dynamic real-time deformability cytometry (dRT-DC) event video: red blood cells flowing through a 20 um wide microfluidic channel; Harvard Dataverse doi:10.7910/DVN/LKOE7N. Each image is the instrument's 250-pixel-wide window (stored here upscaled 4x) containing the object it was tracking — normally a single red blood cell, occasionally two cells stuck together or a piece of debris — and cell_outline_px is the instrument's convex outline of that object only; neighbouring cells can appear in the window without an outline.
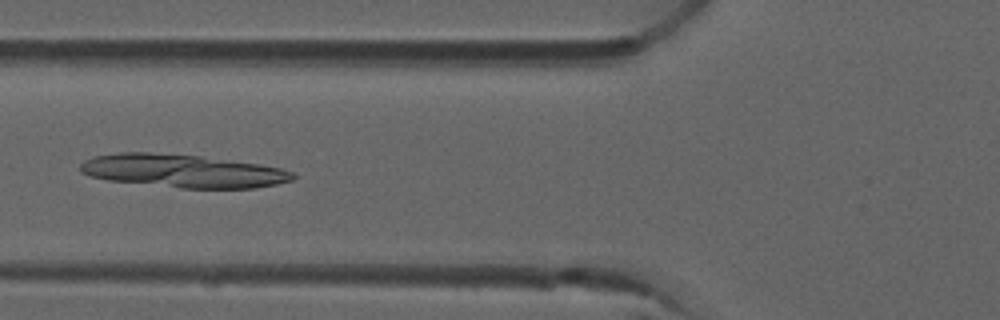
{"species": "common noctule bat (a hibernating species)", "species_latin": "Nyctalus noctula", "temperature_condition": "room temperature", "stored_images_in_passage": 5, "camera_frame_rate_fps": 3000, "um_per_image_px": 0.085, "animal": {"sex": "male", "forearm_length_mm": 52.5}, "frame": {"image": 1, "passage_image": 5, "time_ms": 1.333, "image_size_px": [1000, 320], "cell_outline_px": [[296, 176], [292, 180], [276, 184], [256, 188], [180, 188], [108, 180], [88, 176], [80, 172], [80, 164], [84, 160], [92, 156], [120, 152], [148, 152], [200, 156], [256, 164], [280, 168], [292, 172]], "centroid_in_image_um": [15.47, 14.53], "position_along_channel_um": 110.3, "area_um2": 40.92}}